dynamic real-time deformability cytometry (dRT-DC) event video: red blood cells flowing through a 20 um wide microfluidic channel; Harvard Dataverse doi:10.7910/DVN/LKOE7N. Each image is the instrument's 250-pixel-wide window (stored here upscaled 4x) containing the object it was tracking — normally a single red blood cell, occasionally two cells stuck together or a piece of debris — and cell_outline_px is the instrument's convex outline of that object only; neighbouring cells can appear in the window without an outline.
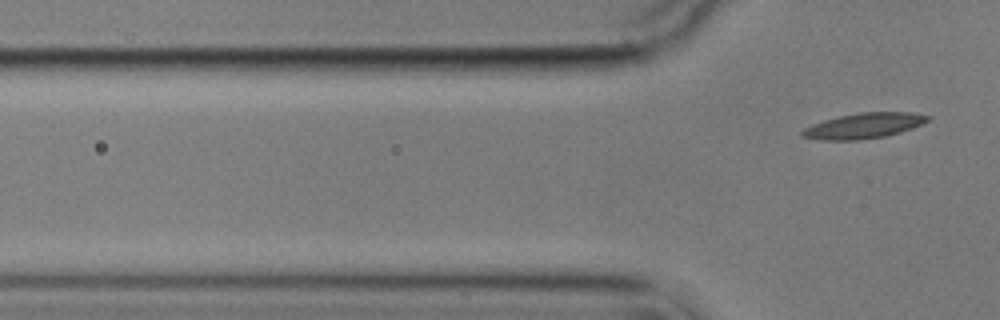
{"species": "common noctule bat (a hibernating species)", "species_latin": "Nyctalus noctula", "temperature_condition": "cold", "stored_images_in_passage": 7, "segment_of_instrument_passage": [2, 2], "camera_frame_rate_fps": 3000, "um_per_image_px": 0.085, "animal": {"sex": "male", "body_mass_g": 17.9}, "frame": {"image": 1, "passage_image": 7, "time_ms": 7.0, "image_size_px": [1000, 320], "cell_outline_px": [[932, 120], [912, 128], [900, 132], [884, 136], [860, 140], [820, 140], [800, 136], [800, 132], [804, 128], [812, 124], [824, 120], [840, 116], [860, 112], [912, 112], [932, 116]], "centroid_in_image_um": [73.44, 10.68], "position_along_channel_um": 52.4, "area_um2": 18.73}}